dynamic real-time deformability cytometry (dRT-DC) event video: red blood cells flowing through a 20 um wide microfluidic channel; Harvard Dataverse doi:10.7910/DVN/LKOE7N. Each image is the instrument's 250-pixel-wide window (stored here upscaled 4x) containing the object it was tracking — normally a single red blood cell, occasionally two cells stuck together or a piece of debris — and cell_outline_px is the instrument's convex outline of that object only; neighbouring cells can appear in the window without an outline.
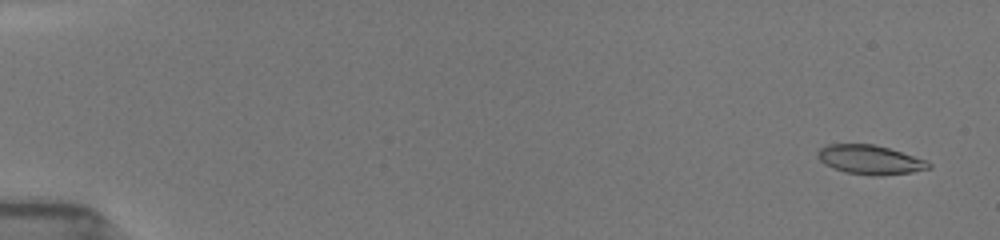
{"species": "common noctule bat (a hibernating species)", "species_latin": "Nyctalus noctula", "temperature_condition": "room temperature", "stored_images_in_passage": 72, "camera_frame_rate_fps": 3000, "um_per_image_px": 0.085, "animal": {"sex": "female", "body_mass_g": 19.5, "forearm_length_mm": 54.1}, "frame": {"image": 1, "passage_image": 3, "time_ms": 0.667, "image_size_px": [1000, 240], "cell_outline_px": [[932, 168], [912, 172], [876, 176], [872, 176], [844, 172], [832, 168], [824, 164], [816, 156], [816, 152], [820, 148], [828, 144], [872, 144], [888, 148], [928, 160], [932, 164]], "centroid_in_image_um": [73.95, 13.58], "position_along_channel_um": 11.1, "area_um2": 19.07}}
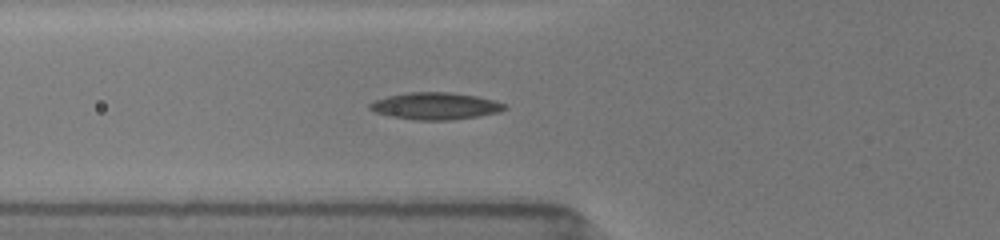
{"frame": {"image": 2, "passage_image": 25, "time_ms": 6.667, "image_size_px": [1000, 240], "cell_outline_px": [[508, 108], [500, 112], [476, 116], [448, 120], [416, 120], [388, 116], [376, 112], [368, 108], [368, 104], [376, 100], [388, 96], [408, 92], [452, 92], [476, 96], [492, 100], [504, 104]], "centroid_in_image_um": [36.98, 9.01], "position_along_channel_um": 88.8, "area_um2": 21.1}}
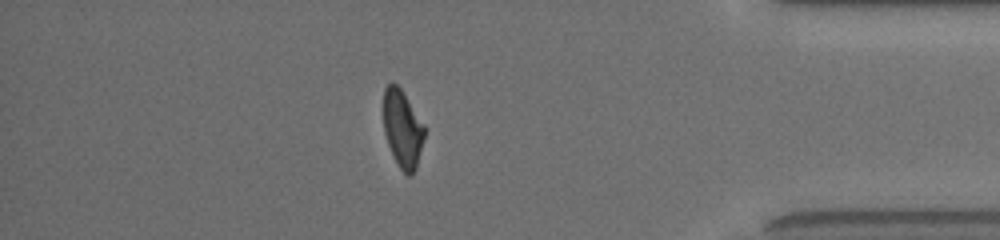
{"frame": {"image": 3, "passage_image": 62, "time_ms": 15.333, "image_size_px": [1000, 240], "cell_outline_px": [[424, 136], [416, 168], [408, 176], [400, 168], [388, 144], [384, 132], [384, 88], [392, 80], [400, 88], [424, 124]], "centroid_in_image_um": [34.2, 10.91], "position_along_channel_um": 401.0, "area_um2": 18.09}, "authors_computed_cell_mechanics": {"area_um2": 19.7676, "velocity_mm_per_s": 3.9391, "shape_relaxation_time_tau1_ms": 5.3338, "shape_relaxation_time_tau2_ms": 2.3173, "deformation_change_tau1": 0.1668, "deformation_change_tau2": 0.0853}}